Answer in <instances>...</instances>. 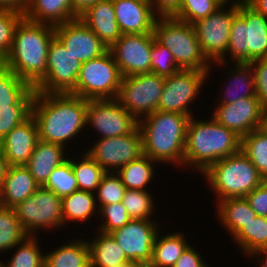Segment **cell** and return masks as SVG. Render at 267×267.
Segmentation results:
<instances>
[{
  "label": "cell",
  "mask_w": 267,
  "mask_h": 267,
  "mask_svg": "<svg viewBox=\"0 0 267 267\" xmlns=\"http://www.w3.org/2000/svg\"><path fill=\"white\" fill-rule=\"evenodd\" d=\"M87 106L88 100L70 93L35 92L32 117L39 140L70 149L71 140L86 129Z\"/></svg>",
  "instance_id": "obj_1"
},
{
  "label": "cell",
  "mask_w": 267,
  "mask_h": 267,
  "mask_svg": "<svg viewBox=\"0 0 267 267\" xmlns=\"http://www.w3.org/2000/svg\"><path fill=\"white\" fill-rule=\"evenodd\" d=\"M54 37L53 25L23 18L3 65L35 88L46 76L48 49Z\"/></svg>",
  "instance_id": "obj_2"
},
{
  "label": "cell",
  "mask_w": 267,
  "mask_h": 267,
  "mask_svg": "<svg viewBox=\"0 0 267 267\" xmlns=\"http://www.w3.org/2000/svg\"><path fill=\"white\" fill-rule=\"evenodd\" d=\"M210 117L203 120L191 116L187 125L184 168L200 174L241 150V137Z\"/></svg>",
  "instance_id": "obj_3"
},
{
  "label": "cell",
  "mask_w": 267,
  "mask_h": 267,
  "mask_svg": "<svg viewBox=\"0 0 267 267\" xmlns=\"http://www.w3.org/2000/svg\"><path fill=\"white\" fill-rule=\"evenodd\" d=\"M190 116L155 111L138 121L143 154L157 164L184 168V150ZM161 162V163H160Z\"/></svg>",
  "instance_id": "obj_4"
},
{
  "label": "cell",
  "mask_w": 267,
  "mask_h": 267,
  "mask_svg": "<svg viewBox=\"0 0 267 267\" xmlns=\"http://www.w3.org/2000/svg\"><path fill=\"white\" fill-rule=\"evenodd\" d=\"M229 58L230 64L250 63L267 58V17L256 12L247 3L237 6V13L231 23L226 55L220 61L211 64L208 76L216 66H220L222 70L224 66L226 68Z\"/></svg>",
  "instance_id": "obj_5"
},
{
  "label": "cell",
  "mask_w": 267,
  "mask_h": 267,
  "mask_svg": "<svg viewBox=\"0 0 267 267\" xmlns=\"http://www.w3.org/2000/svg\"><path fill=\"white\" fill-rule=\"evenodd\" d=\"M202 175L217 198L216 203L227 198L245 197L265 181L241 150L215 162Z\"/></svg>",
  "instance_id": "obj_6"
},
{
  "label": "cell",
  "mask_w": 267,
  "mask_h": 267,
  "mask_svg": "<svg viewBox=\"0 0 267 267\" xmlns=\"http://www.w3.org/2000/svg\"><path fill=\"white\" fill-rule=\"evenodd\" d=\"M155 39L173 55L180 69L209 71L211 63L203 55L192 24L172 17H158L153 29Z\"/></svg>",
  "instance_id": "obj_7"
},
{
  "label": "cell",
  "mask_w": 267,
  "mask_h": 267,
  "mask_svg": "<svg viewBox=\"0 0 267 267\" xmlns=\"http://www.w3.org/2000/svg\"><path fill=\"white\" fill-rule=\"evenodd\" d=\"M122 74L108 50L81 65L75 88L70 94L86 100L116 99Z\"/></svg>",
  "instance_id": "obj_8"
},
{
  "label": "cell",
  "mask_w": 267,
  "mask_h": 267,
  "mask_svg": "<svg viewBox=\"0 0 267 267\" xmlns=\"http://www.w3.org/2000/svg\"><path fill=\"white\" fill-rule=\"evenodd\" d=\"M12 209L28 236L39 237L38 232L64 227L62 198L44 186H39L31 196Z\"/></svg>",
  "instance_id": "obj_9"
},
{
  "label": "cell",
  "mask_w": 267,
  "mask_h": 267,
  "mask_svg": "<svg viewBox=\"0 0 267 267\" xmlns=\"http://www.w3.org/2000/svg\"><path fill=\"white\" fill-rule=\"evenodd\" d=\"M165 77L145 73L122 78L116 100L137 121L158 110Z\"/></svg>",
  "instance_id": "obj_10"
},
{
  "label": "cell",
  "mask_w": 267,
  "mask_h": 267,
  "mask_svg": "<svg viewBox=\"0 0 267 267\" xmlns=\"http://www.w3.org/2000/svg\"><path fill=\"white\" fill-rule=\"evenodd\" d=\"M208 71L183 70L165 77L163 92L158 103V111L175 112L187 116H194L191 104L204 88Z\"/></svg>",
  "instance_id": "obj_11"
},
{
  "label": "cell",
  "mask_w": 267,
  "mask_h": 267,
  "mask_svg": "<svg viewBox=\"0 0 267 267\" xmlns=\"http://www.w3.org/2000/svg\"><path fill=\"white\" fill-rule=\"evenodd\" d=\"M235 5H221L211 15L199 19L192 25L203 55L212 64L220 61L227 52Z\"/></svg>",
  "instance_id": "obj_12"
},
{
  "label": "cell",
  "mask_w": 267,
  "mask_h": 267,
  "mask_svg": "<svg viewBox=\"0 0 267 267\" xmlns=\"http://www.w3.org/2000/svg\"><path fill=\"white\" fill-rule=\"evenodd\" d=\"M80 63L55 36L48 49L45 78L34 88L39 93H70L76 86Z\"/></svg>",
  "instance_id": "obj_13"
},
{
  "label": "cell",
  "mask_w": 267,
  "mask_h": 267,
  "mask_svg": "<svg viewBox=\"0 0 267 267\" xmlns=\"http://www.w3.org/2000/svg\"><path fill=\"white\" fill-rule=\"evenodd\" d=\"M96 139L124 136L138 127V121L116 99L88 100L86 128Z\"/></svg>",
  "instance_id": "obj_14"
},
{
  "label": "cell",
  "mask_w": 267,
  "mask_h": 267,
  "mask_svg": "<svg viewBox=\"0 0 267 267\" xmlns=\"http://www.w3.org/2000/svg\"><path fill=\"white\" fill-rule=\"evenodd\" d=\"M85 151L106 172H117L124 165L143 155L139 127L132 133L112 138L95 139Z\"/></svg>",
  "instance_id": "obj_15"
},
{
  "label": "cell",
  "mask_w": 267,
  "mask_h": 267,
  "mask_svg": "<svg viewBox=\"0 0 267 267\" xmlns=\"http://www.w3.org/2000/svg\"><path fill=\"white\" fill-rule=\"evenodd\" d=\"M156 220L131 219L110 234L121 246L126 258L138 266H148L157 233L163 229Z\"/></svg>",
  "instance_id": "obj_16"
},
{
  "label": "cell",
  "mask_w": 267,
  "mask_h": 267,
  "mask_svg": "<svg viewBox=\"0 0 267 267\" xmlns=\"http://www.w3.org/2000/svg\"><path fill=\"white\" fill-rule=\"evenodd\" d=\"M154 33L122 34L108 49L123 77L151 73Z\"/></svg>",
  "instance_id": "obj_17"
},
{
  "label": "cell",
  "mask_w": 267,
  "mask_h": 267,
  "mask_svg": "<svg viewBox=\"0 0 267 267\" xmlns=\"http://www.w3.org/2000/svg\"><path fill=\"white\" fill-rule=\"evenodd\" d=\"M54 28L55 36L82 64L100 57L109 49L80 18L58 24Z\"/></svg>",
  "instance_id": "obj_18"
},
{
  "label": "cell",
  "mask_w": 267,
  "mask_h": 267,
  "mask_svg": "<svg viewBox=\"0 0 267 267\" xmlns=\"http://www.w3.org/2000/svg\"><path fill=\"white\" fill-rule=\"evenodd\" d=\"M211 116L241 138L261 127L263 108L257 97L239 99L231 104H216Z\"/></svg>",
  "instance_id": "obj_19"
},
{
  "label": "cell",
  "mask_w": 267,
  "mask_h": 267,
  "mask_svg": "<svg viewBox=\"0 0 267 267\" xmlns=\"http://www.w3.org/2000/svg\"><path fill=\"white\" fill-rule=\"evenodd\" d=\"M122 34L153 33L158 16L148 0H112Z\"/></svg>",
  "instance_id": "obj_20"
},
{
  "label": "cell",
  "mask_w": 267,
  "mask_h": 267,
  "mask_svg": "<svg viewBox=\"0 0 267 267\" xmlns=\"http://www.w3.org/2000/svg\"><path fill=\"white\" fill-rule=\"evenodd\" d=\"M38 141V127L31 116L1 140L0 149L8 166L26 165Z\"/></svg>",
  "instance_id": "obj_21"
},
{
  "label": "cell",
  "mask_w": 267,
  "mask_h": 267,
  "mask_svg": "<svg viewBox=\"0 0 267 267\" xmlns=\"http://www.w3.org/2000/svg\"><path fill=\"white\" fill-rule=\"evenodd\" d=\"M79 18L110 48L122 35L112 0H102L82 13Z\"/></svg>",
  "instance_id": "obj_22"
},
{
  "label": "cell",
  "mask_w": 267,
  "mask_h": 267,
  "mask_svg": "<svg viewBox=\"0 0 267 267\" xmlns=\"http://www.w3.org/2000/svg\"><path fill=\"white\" fill-rule=\"evenodd\" d=\"M38 187L25 165L8 166L0 187V205L12 208L31 196Z\"/></svg>",
  "instance_id": "obj_23"
},
{
  "label": "cell",
  "mask_w": 267,
  "mask_h": 267,
  "mask_svg": "<svg viewBox=\"0 0 267 267\" xmlns=\"http://www.w3.org/2000/svg\"><path fill=\"white\" fill-rule=\"evenodd\" d=\"M68 154V156H67ZM70 153L59 144L39 140L34 151L25 165L39 186H43L50 173L68 160Z\"/></svg>",
  "instance_id": "obj_24"
},
{
  "label": "cell",
  "mask_w": 267,
  "mask_h": 267,
  "mask_svg": "<svg viewBox=\"0 0 267 267\" xmlns=\"http://www.w3.org/2000/svg\"><path fill=\"white\" fill-rule=\"evenodd\" d=\"M231 68H229L227 76V82L223 87L220 88L221 92L220 98L218 97L217 99H220L216 104H231L233 102L238 101L239 99L242 98H247V97H256V88H255V81H254V72L249 63H232L230 64Z\"/></svg>",
  "instance_id": "obj_25"
},
{
  "label": "cell",
  "mask_w": 267,
  "mask_h": 267,
  "mask_svg": "<svg viewBox=\"0 0 267 267\" xmlns=\"http://www.w3.org/2000/svg\"><path fill=\"white\" fill-rule=\"evenodd\" d=\"M24 18L56 26L78 17L73 12L71 0H30Z\"/></svg>",
  "instance_id": "obj_26"
},
{
  "label": "cell",
  "mask_w": 267,
  "mask_h": 267,
  "mask_svg": "<svg viewBox=\"0 0 267 267\" xmlns=\"http://www.w3.org/2000/svg\"><path fill=\"white\" fill-rule=\"evenodd\" d=\"M72 237L66 243L62 242L50 252H44V267H91L90 250L87 239Z\"/></svg>",
  "instance_id": "obj_27"
},
{
  "label": "cell",
  "mask_w": 267,
  "mask_h": 267,
  "mask_svg": "<svg viewBox=\"0 0 267 267\" xmlns=\"http://www.w3.org/2000/svg\"><path fill=\"white\" fill-rule=\"evenodd\" d=\"M216 205L219 224L227 230L231 238L249 221L257 216L245 197L227 198L220 200Z\"/></svg>",
  "instance_id": "obj_28"
},
{
  "label": "cell",
  "mask_w": 267,
  "mask_h": 267,
  "mask_svg": "<svg viewBox=\"0 0 267 267\" xmlns=\"http://www.w3.org/2000/svg\"><path fill=\"white\" fill-rule=\"evenodd\" d=\"M159 231L156 235L152 259L147 267H172L184 250L190 245L185 232L173 231L164 235Z\"/></svg>",
  "instance_id": "obj_29"
},
{
  "label": "cell",
  "mask_w": 267,
  "mask_h": 267,
  "mask_svg": "<svg viewBox=\"0 0 267 267\" xmlns=\"http://www.w3.org/2000/svg\"><path fill=\"white\" fill-rule=\"evenodd\" d=\"M94 237L87 239L91 267H115L130 262L111 234L98 231Z\"/></svg>",
  "instance_id": "obj_30"
},
{
  "label": "cell",
  "mask_w": 267,
  "mask_h": 267,
  "mask_svg": "<svg viewBox=\"0 0 267 267\" xmlns=\"http://www.w3.org/2000/svg\"><path fill=\"white\" fill-rule=\"evenodd\" d=\"M34 98V88L0 64V106L33 105Z\"/></svg>",
  "instance_id": "obj_31"
},
{
  "label": "cell",
  "mask_w": 267,
  "mask_h": 267,
  "mask_svg": "<svg viewBox=\"0 0 267 267\" xmlns=\"http://www.w3.org/2000/svg\"><path fill=\"white\" fill-rule=\"evenodd\" d=\"M99 208L97 206L95 193L76 190L72 194L62 198V217L64 220V229L70 222H88L93 219L92 216H98Z\"/></svg>",
  "instance_id": "obj_32"
},
{
  "label": "cell",
  "mask_w": 267,
  "mask_h": 267,
  "mask_svg": "<svg viewBox=\"0 0 267 267\" xmlns=\"http://www.w3.org/2000/svg\"><path fill=\"white\" fill-rule=\"evenodd\" d=\"M156 163L143 154L138 159L121 167L116 173L126 189L151 190V188L148 189V185L154 181L157 171Z\"/></svg>",
  "instance_id": "obj_33"
},
{
  "label": "cell",
  "mask_w": 267,
  "mask_h": 267,
  "mask_svg": "<svg viewBox=\"0 0 267 267\" xmlns=\"http://www.w3.org/2000/svg\"><path fill=\"white\" fill-rule=\"evenodd\" d=\"M245 257L267 247V217L256 216L245 224L232 238Z\"/></svg>",
  "instance_id": "obj_34"
},
{
  "label": "cell",
  "mask_w": 267,
  "mask_h": 267,
  "mask_svg": "<svg viewBox=\"0 0 267 267\" xmlns=\"http://www.w3.org/2000/svg\"><path fill=\"white\" fill-rule=\"evenodd\" d=\"M79 156L76 157L75 154L73 157H68L76 177L78 190L95 193L106 171L86 151Z\"/></svg>",
  "instance_id": "obj_35"
},
{
  "label": "cell",
  "mask_w": 267,
  "mask_h": 267,
  "mask_svg": "<svg viewBox=\"0 0 267 267\" xmlns=\"http://www.w3.org/2000/svg\"><path fill=\"white\" fill-rule=\"evenodd\" d=\"M39 241L37 236H27L9 251L12 253L14 250V254L7 262L0 260L1 267H44L45 254Z\"/></svg>",
  "instance_id": "obj_36"
},
{
  "label": "cell",
  "mask_w": 267,
  "mask_h": 267,
  "mask_svg": "<svg viewBox=\"0 0 267 267\" xmlns=\"http://www.w3.org/2000/svg\"><path fill=\"white\" fill-rule=\"evenodd\" d=\"M241 151L267 180V134L260 128L241 138Z\"/></svg>",
  "instance_id": "obj_37"
},
{
  "label": "cell",
  "mask_w": 267,
  "mask_h": 267,
  "mask_svg": "<svg viewBox=\"0 0 267 267\" xmlns=\"http://www.w3.org/2000/svg\"><path fill=\"white\" fill-rule=\"evenodd\" d=\"M149 190L126 189L121 201L131 219L154 220L156 204ZM152 218V219H151Z\"/></svg>",
  "instance_id": "obj_38"
},
{
  "label": "cell",
  "mask_w": 267,
  "mask_h": 267,
  "mask_svg": "<svg viewBox=\"0 0 267 267\" xmlns=\"http://www.w3.org/2000/svg\"><path fill=\"white\" fill-rule=\"evenodd\" d=\"M27 236L14 210L0 205V254L9 252Z\"/></svg>",
  "instance_id": "obj_39"
},
{
  "label": "cell",
  "mask_w": 267,
  "mask_h": 267,
  "mask_svg": "<svg viewBox=\"0 0 267 267\" xmlns=\"http://www.w3.org/2000/svg\"><path fill=\"white\" fill-rule=\"evenodd\" d=\"M43 186L52 190L61 198L78 190L71 162L66 160L63 164L56 167L50 173L47 182Z\"/></svg>",
  "instance_id": "obj_40"
},
{
  "label": "cell",
  "mask_w": 267,
  "mask_h": 267,
  "mask_svg": "<svg viewBox=\"0 0 267 267\" xmlns=\"http://www.w3.org/2000/svg\"><path fill=\"white\" fill-rule=\"evenodd\" d=\"M126 187L121 182L116 172H106L95 192L97 206L100 209L104 205L121 202Z\"/></svg>",
  "instance_id": "obj_41"
},
{
  "label": "cell",
  "mask_w": 267,
  "mask_h": 267,
  "mask_svg": "<svg viewBox=\"0 0 267 267\" xmlns=\"http://www.w3.org/2000/svg\"><path fill=\"white\" fill-rule=\"evenodd\" d=\"M24 14L15 10L0 9V64L6 60L14 39V33Z\"/></svg>",
  "instance_id": "obj_42"
},
{
  "label": "cell",
  "mask_w": 267,
  "mask_h": 267,
  "mask_svg": "<svg viewBox=\"0 0 267 267\" xmlns=\"http://www.w3.org/2000/svg\"><path fill=\"white\" fill-rule=\"evenodd\" d=\"M220 6L216 0H181L180 8L173 17L193 24L211 15Z\"/></svg>",
  "instance_id": "obj_43"
},
{
  "label": "cell",
  "mask_w": 267,
  "mask_h": 267,
  "mask_svg": "<svg viewBox=\"0 0 267 267\" xmlns=\"http://www.w3.org/2000/svg\"><path fill=\"white\" fill-rule=\"evenodd\" d=\"M98 215L101 219V224L98 225V230L103 233L110 234L111 232L123 227L131 218L121 202L104 205L99 209ZM103 217V218H102Z\"/></svg>",
  "instance_id": "obj_44"
},
{
  "label": "cell",
  "mask_w": 267,
  "mask_h": 267,
  "mask_svg": "<svg viewBox=\"0 0 267 267\" xmlns=\"http://www.w3.org/2000/svg\"><path fill=\"white\" fill-rule=\"evenodd\" d=\"M33 105L0 106V140L32 116Z\"/></svg>",
  "instance_id": "obj_45"
},
{
  "label": "cell",
  "mask_w": 267,
  "mask_h": 267,
  "mask_svg": "<svg viewBox=\"0 0 267 267\" xmlns=\"http://www.w3.org/2000/svg\"><path fill=\"white\" fill-rule=\"evenodd\" d=\"M180 70L172 53L154 37L151 49V72L162 77H169Z\"/></svg>",
  "instance_id": "obj_46"
},
{
  "label": "cell",
  "mask_w": 267,
  "mask_h": 267,
  "mask_svg": "<svg viewBox=\"0 0 267 267\" xmlns=\"http://www.w3.org/2000/svg\"><path fill=\"white\" fill-rule=\"evenodd\" d=\"M254 72L256 97L263 109H267V58H261L249 63Z\"/></svg>",
  "instance_id": "obj_47"
},
{
  "label": "cell",
  "mask_w": 267,
  "mask_h": 267,
  "mask_svg": "<svg viewBox=\"0 0 267 267\" xmlns=\"http://www.w3.org/2000/svg\"><path fill=\"white\" fill-rule=\"evenodd\" d=\"M257 216L267 217V180L245 196Z\"/></svg>",
  "instance_id": "obj_48"
},
{
  "label": "cell",
  "mask_w": 267,
  "mask_h": 267,
  "mask_svg": "<svg viewBox=\"0 0 267 267\" xmlns=\"http://www.w3.org/2000/svg\"><path fill=\"white\" fill-rule=\"evenodd\" d=\"M190 244L172 267H209L205 258Z\"/></svg>",
  "instance_id": "obj_49"
},
{
  "label": "cell",
  "mask_w": 267,
  "mask_h": 267,
  "mask_svg": "<svg viewBox=\"0 0 267 267\" xmlns=\"http://www.w3.org/2000/svg\"><path fill=\"white\" fill-rule=\"evenodd\" d=\"M149 2L158 17L174 16L181 5V0H149Z\"/></svg>",
  "instance_id": "obj_50"
},
{
  "label": "cell",
  "mask_w": 267,
  "mask_h": 267,
  "mask_svg": "<svg viewBox=\"0 0 267 267\" xmlns=\"http://www.w3.org/2000/svg\"><path fill=\"white\" fill-rule=\"evenodd\" d=\"M30 0H0V9H9L25 13Z\"/></svg>",
  "instance_id": "obj_51"
},
{
  "label": "cell",
  "mask_w": 267,
  "mask_h": 267,
  "mask_svg": "<svg viewBox=\"0 0 267 267\" xmlns=\"http://www.w3.org/2000/svg\"><path fill=\"white\" fill-rule=\"evenodd\" d=\"M99 1L102 0H71L73 12L79 18L82 13Z\"/></svg>",
  "instance_id": "obj_52"
},
{
  "label": "cell",
  "mask_w": 267,
  "mask_h": 267,
  "mask_svg": "<svg viewBox=\"0 0 267 267\" xmlns=\"http://www.w3.org/2000/svg\"><path fill=\"white\" fill-rule=\"evenodd\" d=\"M253 257L252 262L258 263L259 267H267V247L260 248L256 251H254L251 255L248 256V258Z\"/></svg>",
  "instance_id": "obj_53"
},
{
  "label": "cell",
  "mask_w": 267,
  "mask_h": 267,
  "mask_svg": "<svg viewBox=\"0 0 267 267\" xmlns=\"http://www.w3.org/2000/svg\"><path fill=\"white\" fill-rule=\"evenodd\" d=\"M246 3L256 12L267 17V0H247Z\"/></svg>",
  "instance_id": "obj_54"
},
{
  "label": "cell",
  "mask_w": 267,
  "mask_h": 267,
  "mask_svg": "<svg viewBox=\"0 0 267 267\" xmlns=\"http://www.w3.org/2000/svg\"><path fill=\"white\" fill-rule=\"evenodd\" d=\"M8 169V163L6 158L4 157V154L2 153L0 149V187L3 183V179L6 175V171Z\"/></svg>",
  "instance_id": "obj_55"
},
{
  "label": "cell",
  "mask_w": 267,
  "mask_h": 267,
  "mask_svg": "<svg viewBox=\"0 0 267 267\" xmlns=\"http://www.w3.org/2000/svg\"><path fill=\"white\" fill-rule=\"evenodd\" d=\"M221 5H235L238 6L239 4L246 3L247 0H216ZM229 1V2H228Z\"/></svg>",
  "instance_id": "obj_56"
},
{
  "label": "cell",
  "mask_w": 267,
  "mask_h": 267,
  "mask_svg": "<svg viewBox=\"0 0 267 267\" xmlns=\"http://www.w3.org/2000/svg\"><path fill=\"white\" fill-rule=\"evenodd\" d=\"M260 129L267 134V109L263 110V118L261 121Z\"/></svg>",
  "instance_id": "obj_57"
},
{
  "label": "cell",
  "mask_w": 267,
  "mask_h": 267,
  "mask_svg": "<svg viewBox=\"0 0 267 267\" xmlns=\"http://www.w3.org/2000/svg\"><path fill=\"white\" fill-rule=\"evenodd\" d=\"M115 267H138V265L137 264H135L134 262H127V263H125V264H121V265H119V266H115Z\"/></svg>",
  "instance_id": "obj_58"
}]
</instances>
